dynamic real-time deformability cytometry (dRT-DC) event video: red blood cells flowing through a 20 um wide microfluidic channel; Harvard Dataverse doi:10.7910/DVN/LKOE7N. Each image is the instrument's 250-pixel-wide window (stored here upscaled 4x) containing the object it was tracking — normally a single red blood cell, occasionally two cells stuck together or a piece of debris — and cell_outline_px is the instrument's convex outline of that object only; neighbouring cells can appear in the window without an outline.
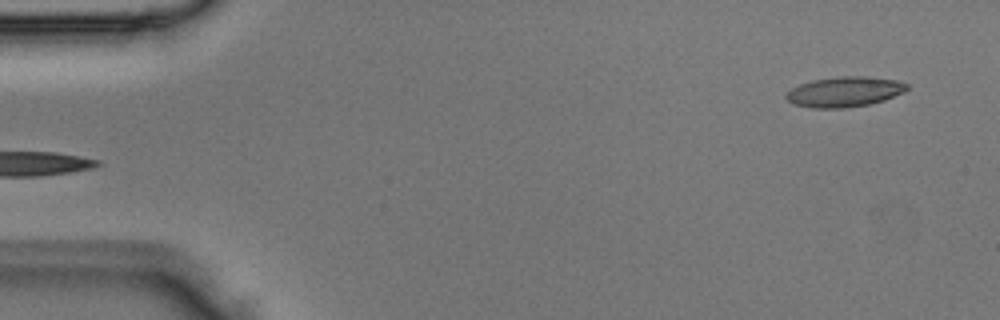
{"species": "Egyptian fruit bat (a non-hibernating species)", "species_latin": "Rousettus aegyptiacus", "temperature_condition": "room temperature", "stored_images_in_passage": 5, "segment_of_instrument_passage": [2, 2], "camera_frame_rate_fps": 3000, "um_per_image_px": 0.085, "animal": {"sex": "male"}, "frame": {"image": 1, "passage_image": 5, "time_ms": 1.333, "image_size_px": [1000, 320], "cell_outline_px": [[908, 88], [904, 92], [884, 100], [868, 104], [840, 108], [816, 108], [792, 104], [784, 96], [792, 88], [800, 84], [812, 80], [840, 76], [864, 76], [900, 80], [908, 84]], "centroid_in_image_um": [71.8, 7.79], "position_along_channel_um": 13.2, "area_um2": 21.21}}